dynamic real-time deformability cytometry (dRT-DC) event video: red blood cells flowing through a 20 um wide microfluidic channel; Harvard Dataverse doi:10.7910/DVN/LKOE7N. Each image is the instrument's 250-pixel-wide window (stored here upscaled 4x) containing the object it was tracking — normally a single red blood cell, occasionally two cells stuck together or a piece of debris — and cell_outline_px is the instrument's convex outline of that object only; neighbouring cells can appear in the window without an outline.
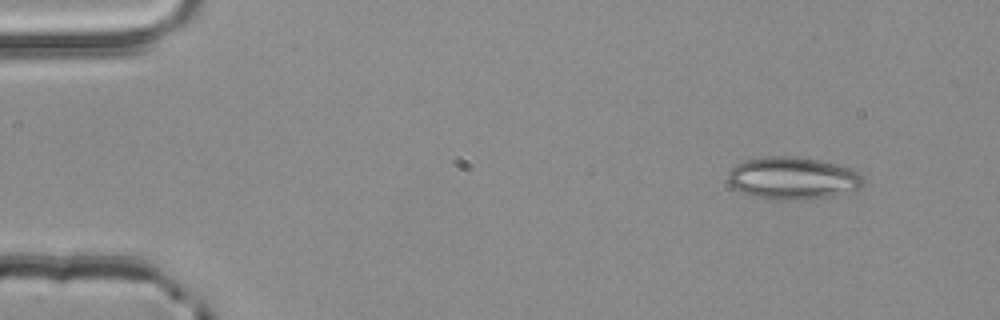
{"species": "common noctule bat (a hibernating species)", "species_latin": "Nyctalus noctula", "temperature_condition": "room temperature", "stored_images_in_passage": 3, "camera_frame_rate_fps": 3000, "um_per_image_px": 0.085, "animal": {"sex": "male", "body_mass_g": 20.4}, "frame": {"image": 1, "passage_image": 1, "time_ms": 0.0, "image_size_px": [1000, 320], "cell_outline_px": [[864, 184], [856, 192], [832, 196], [792, 200], [780, 200], [752, 196], [732, 188], [728, 180], [728, 176], [732, 168], [736, 164], [744, 160], [764, 156], [796, 156], [820, 160], [852, 168], [860, 172], [864, 180]], "centroid_in_image_um": [67.43, 15.14], "position_along_channel_um": 17.6, "area_um2": 33.93}}